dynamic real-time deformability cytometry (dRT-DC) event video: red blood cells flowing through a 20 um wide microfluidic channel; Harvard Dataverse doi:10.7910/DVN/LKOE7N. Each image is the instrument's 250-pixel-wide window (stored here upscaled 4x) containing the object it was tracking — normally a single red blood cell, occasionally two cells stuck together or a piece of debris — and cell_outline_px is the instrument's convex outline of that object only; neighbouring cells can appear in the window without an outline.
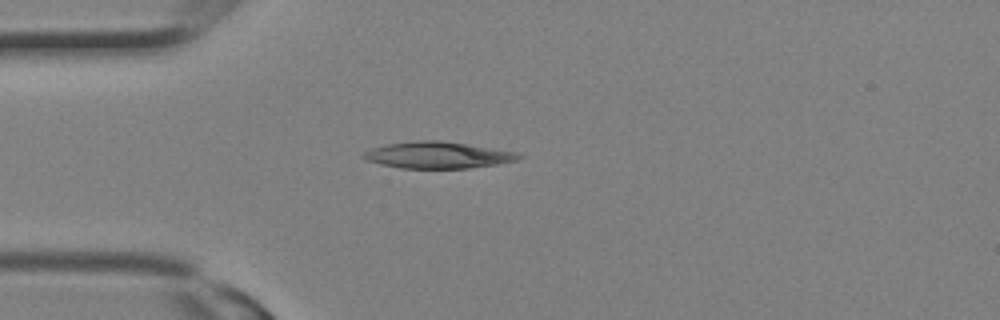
{"species": "Egyptian fruit bat (a non-hibernating species)", "species_latin": "Rousettus aegyptiacus", "temperature_condition": "room temperature", "stored_images_in_passage": 3, "camera_frame_rate_fps": 3000, "um_per_image_px": 0.085, "animal": {"sex": "female"}, "frame": {"image": 1, "passage_image": 3, "time_ms": 0.667, "image_size_px": [1000, 320], "cell_outline_px": [[524, 156], [516, 160], [496, 164], [468, 168], [400, 168], [380, 164], [364, 160], [360, 156], [364, 152], [372, 148], [384, 144], [412, 140], [440, 140], [516, 152]], "centroid_in_image_um": [37.12, 13.17], "position_along_channel_um": 47.9, "area_um2": 24.04}}